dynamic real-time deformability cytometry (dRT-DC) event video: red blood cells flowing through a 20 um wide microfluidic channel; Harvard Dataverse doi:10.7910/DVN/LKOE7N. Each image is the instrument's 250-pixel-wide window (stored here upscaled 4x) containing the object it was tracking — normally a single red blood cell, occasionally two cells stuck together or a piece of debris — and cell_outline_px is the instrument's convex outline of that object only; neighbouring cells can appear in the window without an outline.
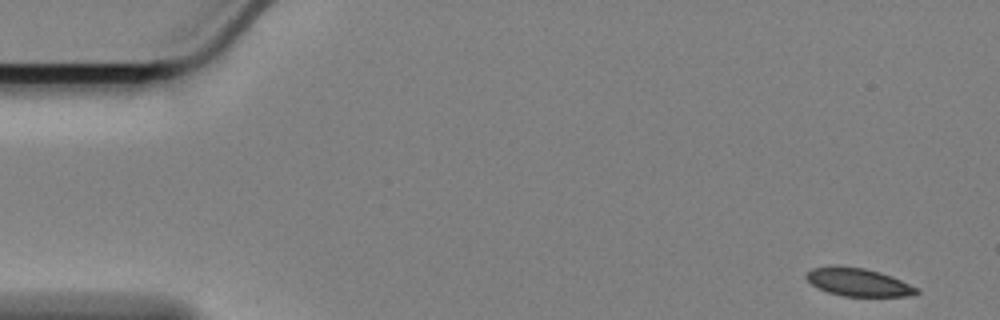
{"species": "Egyptian fruit bat (a non-hibernating species)", "species_latin": "Rousettus aegyptiacus", "temperature_condition": "cold", "stored_images_in_passage": 14, "camera_frame_rate_fps": 3000, "um_per_image_px": 0.085, "animal": {"sex": "female"}, "frame": {"image": 1, "passage_image": 1, "time_ms": 0.0, "image_size_px": [1000, 320], "cell_outline_px": [[920, 292], [904, 296], [844, 296], [828, 292], [816, 288], [804, 276], [812, 268], [828, 264], [836, 264], [864, 268], [880, 272], [892, 276], [920, 288]], "centroid_in_image_um": [72.92, 23.96], "position_along_channel_um": 12.1, "area_um2": 18.32}}
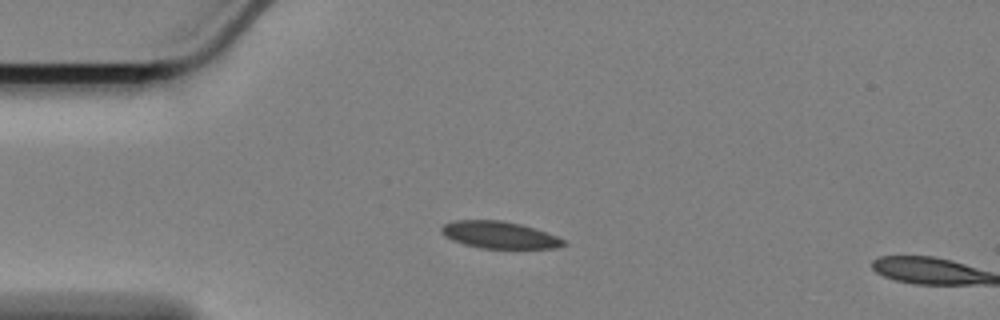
{"frame": {"image": 2, "passage_image": 12, "time_ms": 3.667, "image_size_px": [1000, 320], "cell_outline_px": [[568, 244], [556, 248], [480, 248], [464, 244], [452, 240], [444, 236], [440, 232], [440, 228], [444, 224], [456, 220], [500, 220], [520, 224], [556, 236], [564, 240]], "centroid_in_image_um": [42.4, 19.97], "position_along_channel_um": 42.6, "area_um2": 19.07}}